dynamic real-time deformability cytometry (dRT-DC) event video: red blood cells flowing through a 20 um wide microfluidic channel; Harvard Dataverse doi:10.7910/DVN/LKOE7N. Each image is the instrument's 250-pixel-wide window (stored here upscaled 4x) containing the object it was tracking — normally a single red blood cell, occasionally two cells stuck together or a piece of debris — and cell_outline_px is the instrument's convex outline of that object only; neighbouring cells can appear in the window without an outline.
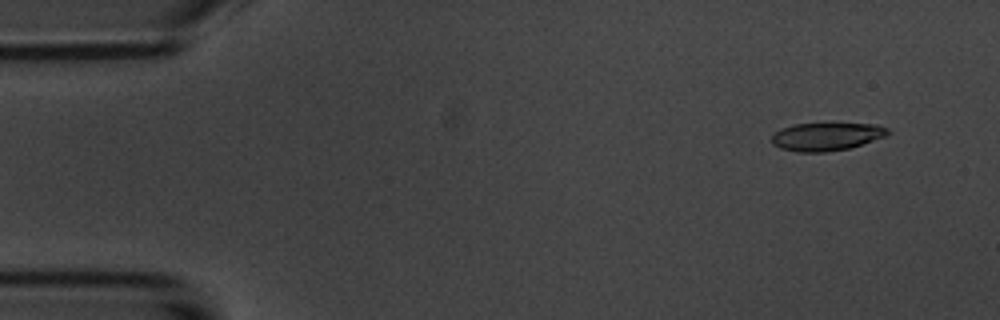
{"species": "common noctule bat (a hibernating species)", "species_latin": "Nyctalus noctula", "temperature_condition": "room temperature", "stored_images_in_passage": 7, "camera_frame_rate_fps": 3000, "um_per_image_px": 0.085, "animal": {"sex": "male", "body_mass_g": 20.1, "forearm_length_mm": 53.5}, "frame": {"image": 1, "passage_image": 2, "time_ms": 1.0, "image_size_px": [1000, 320], "cell_outline_px": [[892, 132], [884, 136], [848, 148], [824, 152], [796, 152], [780, 148], [772, 144], [772, 132], [780, 128], [792, 124], [832, 120], [876, 124], [888, 128]], "centroid_in_image_um": [70.22, 11.53], "position_along_channel_um": 14.8, "area_um2": 20.06}}
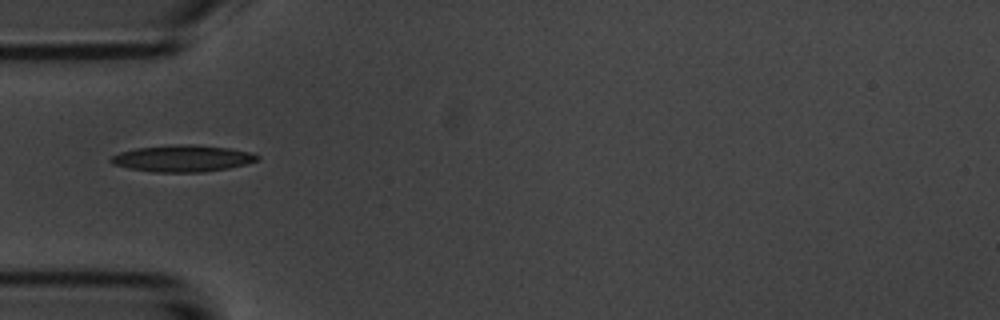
{"frame": {"image": 2, "passage_image": 5, "time_ms": 5.333, "image_size_px": [1000, 320], "cell_outline_px": [[260, 156], [256, 160], [248, 164], [228, 168], [200, 172], [156, 172], [132, 168], [112, 164], [108, 160], [112, 156], [120, 152], [136, 148], [172, 144], [196, 144], [228, 148], [252, 152]], "centroid_in_image_um": [15.53, 13.45], "position_along_channel_um": 69.5, "area_um2": 22.72}}
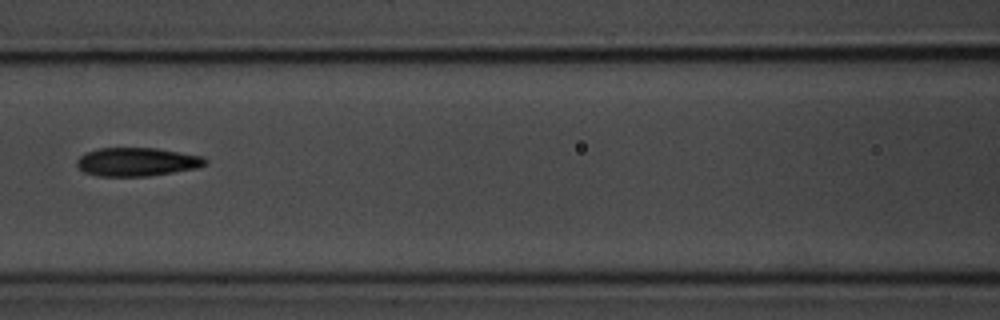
{"frame": {"image": 3, "passage_image": 7, "time_ms": 7.667, "image_size_px": [1000, 320], "cell_outline_px": [[208, 164], [196, 168], [148, 176], [100, 176], [84, 172], [76, 164], [76, 160], [80, 156], [88, 152], [100, 148], [156, 148], [204, 156], [208, 160]], "centroid_in_image_um": [11.68, 13.75], "position_along_channel_um": 154.9, "area_um2": 21.27}}